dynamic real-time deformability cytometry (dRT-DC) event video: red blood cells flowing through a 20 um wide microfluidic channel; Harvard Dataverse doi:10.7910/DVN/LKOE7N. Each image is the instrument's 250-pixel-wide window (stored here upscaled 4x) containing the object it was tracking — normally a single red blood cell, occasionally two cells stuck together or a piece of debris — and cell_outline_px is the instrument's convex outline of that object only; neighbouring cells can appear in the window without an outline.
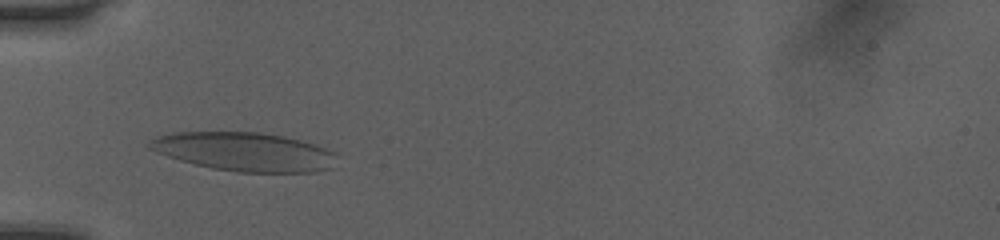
{"species": "human", "species_latin": "Homo sapiens", "temperature_condition": "room temperature", "stored_images_in_passage": 35, "camera_frame_rate_fps": 3000, "um_per_image_px": 0.085, "donor": {"sex": "female"}, "frame": {"image": 1, "passage_image": 7, "time_ms": 2.0, "image_size_px": [1000, 240], "cell_outline_px": [[336, 156], [332, 168], [316, 172], [236, 172], [212, 168], [180, 160], [156, 152], [148, 148], [148, 140], [156, 136], [176, 132], [256, 132], [284, 136], [316, 144], [332, 152]], "centroid_in_image_um": [20.75, 12.89], "position_along_channel_um": 64.2, "area_um2": 42.19}}
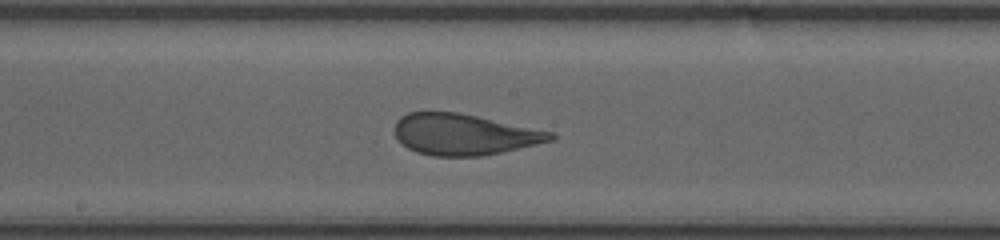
{"frame": {"image": 2, "passage_image": 18, "time_ms": 5.667, "image_size_px": [1000, 240], "cell_outline_px": [[556, 136], [552, 140], [536, 144], [500, 152], [480, 156], [432, 156], [416, 152], [408, 148], [396, 136], [392, 128], [396, 120], [400, 116], [408, 112], [456, 112], [476, 116], [552, 132]], "centroid_in_image_um": [39.37, 11.42], "position_along_channel_um": 208.8, "area_um2": 36.99}}
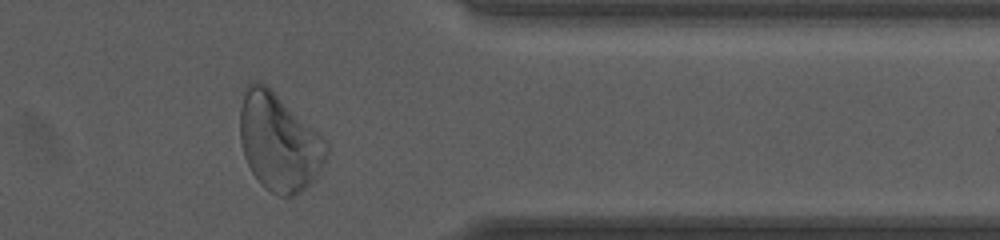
{"frame": {"image": 3, "passage_image": 32, "time_ms": 10.333, "image_size_px": [1000, 240], "cell_outline_px": [[328, 152], [316, 176], [304, 188], [292, 196], [280, 196], [264, 188], [260, 184], [252, 172], [244, 156], [240, 140], [240, 108], [244, 92], [248, 84], [252, 80], [260, 80], [312, 128], [328, 144]], "centroid_in_image_um": [23.66, 12.09], "position_along_channel_um": 387.7, "area_um2": 48.03}, "authors_computed_cell_mechanics": {"area_um2": 38.8994, "velocity_mm_per_s": 4.0408, "shape_relaxation_time_tau1_ms": 10.0169, "shape_relaxation_time_tau2_ms": null, "deformation_change_tau1": 0.2941, "deformation_change_tau2": null}}